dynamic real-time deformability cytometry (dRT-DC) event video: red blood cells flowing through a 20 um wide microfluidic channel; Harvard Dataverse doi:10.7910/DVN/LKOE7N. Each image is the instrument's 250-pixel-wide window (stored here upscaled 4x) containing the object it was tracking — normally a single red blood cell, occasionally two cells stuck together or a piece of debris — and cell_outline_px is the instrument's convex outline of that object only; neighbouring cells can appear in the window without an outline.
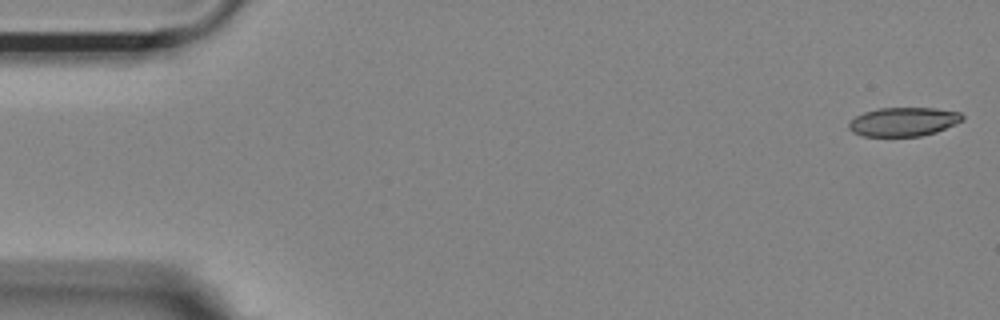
{"species": "Egyptian fruit bat (a non-hibernating species)", "species_latin": "Rousettus aegyptiacus", "temperature_condition": "room temperature", "stored_images_in_passage": 10, "camera_frame_rate_fps": 3000, "um_per_image_px": 0.085, "animal": {"sex": "female"}, "frame": {"image": 1, "passage_image": 1, "time_ms": 0.0, "image_size_px": [1000, 320], "cell_outline_px": [[964, 120], [956, 124], [936, 132], [920, 136], [864, 136], [852, 132], [848, 128], [848, 124], [856, 116], [864, 112], [880, 108], [936, 108], [960, 112], [964, 116]], "centroid_in_image_um": [76.82, 10.35], "position_along_channel_um": 8.2, "area_um2": 19.13}}